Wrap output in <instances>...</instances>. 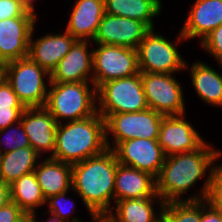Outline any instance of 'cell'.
<instances>
[{
    "instance_id": "obj_1",
    "label": "cell",
    "mask_w": 222,
    "mask_h": 222,
    "mask_svg": "<svg viewBox=\"0 0 222 222\" xmlns=\"http://www.w3.org/2000/svg\"><path fill=\"white\" fill-rule=\"evenodd\" d=\"M118 161L112 149L72 165V188L89 213H110Z\"/></svg>"
},
{
    "instance_id": "obj_2",
    "label": "cell",
    "mask_w": 222,
    "mask_h": 222,
    "mask_svg": "<svg viewBox=\"0 0 222 222\" xmlns=\"http://www.w3.org/2000/svg\"><path fill=\"white\" fill-rule=\"evenodd\" d=\"M220 156L221 151L206 142L195 151L166 156L156 178V194L165 203L183 201L182 195L204 177L209 168L215 170V161Z\"/></svg>"
},
{
    "instance_id": "obj_3",
    "label": "cell",
    "mask_w": 222,
    "mask_h": 222,
    "mask_svg": "<svg viewBox=\"0 0 222 222\" xmlns=\"http://www.w3.org/2000/svg\"><path fill=\"white\" fill-rule=\"evenodd\" d=\"M106 149L105 119L97 113L82 120L58 124L55 150L50 158L73 165Z\"/></svg>"
},
{
    "instance_id": "obj_4",
    "label": "cell",
    "mask_w": 222,
    "mask_h": 222,
    "mask_svg": "<svg viewBox=\"0 0 222 222\" xmlns=\"http://www.w3.org/2000/svg\"><path fill=\"white\" fill-rule=\"evenodd\" d=\"M49 88L45 108L55 118L57 124L61 120L77 121L97 114V88L89 82L57 83L48 81Z\"/></svg>"
},
{
    "instance_id": "obj_5",
    "label": "cell",
    "mask_w": 222,
    "mask_h": 222,
    "mask_svg": "<svg viewBox=\"0 0 222 222\" xmlns=\"http://www.w3.org/2000/svg\"><path fill=\"white\" fill-rule=\"evenodd\" d=\"M97 100V113L104 119L110 114L140 112L149 108L143 91L141 72L102 83L97 88Z\"/></svg>"
},
{
    "instance_id": "obj_6",
    "label": "cell",
    "mask_w": 222,
    "mask_h": 222,
    "mask_svg": "<svg viewBox=\"0 0 222 222\" xmlns=\"http://www.w3.org/2000/svg\"><path fill=\"white\" fill-rule=\"evenodd\" d=\"M3 76L12 86L19 101L25 108L44 107L48 89L45 76L50 74L29 57L8 62L3 65Z\"/></svg>"
},
{
    "instance_id": "obj_7",
    "label": "cell",
    "mask_w": 222,
    "mask_h": 222,
    "mask_svg": "<svg viewBox=\"0 0 222 222\" xmlns=\"http://www.w3.org/2000/svg\"><path fill=\"white\" fill-rule=\"evenodd\" d=\"M177 36L176 42H172L150 29L137 48L139 71L173 74L185 70L188 67L187 62L176 47V43L185 40V37L181 32Z\"/></svg>"
},
{
    "instance_id": "obj_8",
    "label": "cell",
    "mask_w": 222,
    "mask_h": 222,
    "mask_svg": "<svg viewBox=\"0 0 222 222\" xmlns=\"http://www.w3.org/2000/svg\"><path fill=\"white\" fill-rule=\"evenodd\" d=\"M163 116L150 108L140 112L110 114L105 119L107 148L113 150L120 142L135 138L158 139ZM110 133L114 147L108 139Z\"/></svg>"
},
{
    "instance_id": "obj_9",
    "label": "cell",
    "mask_w": 222,
    "mask_h": 222,
    "mask_svg": "<svg viewBox=\"0 0 222 222\" xmlns=\"http://www.w3.org/2000/svg\"><path fill=\"white\" fill-rule=\"evenodd\" d=\"M93 49V84L102 83L140 73L137 49L124 46L96 44Z\"/></svg>"
},
{
    "instance_id": "obj_10",
    "label": "cell",
    "mask_w": 222,
    "mask_h": 222,
    "mask_svg": "<svg viewBox=\"0 0 222 222\" xmlns=\"http://www.w3.org/2000/svg\"><path fill=\"white\" fill-rule=\"evenodd\" d=\"M141 81L150 109L164 116L185 113L182 87L174 74L141 72Z\"/></svg>"
},
{
    "instance_id": "obj_11",
    "label": "cell",
    "mask_w": 222,
    "mask_h": 222,
    "mask_svg": "<svg viewBox=\"0 0 222 222\" xmlns=\"http://www.w3.org/2000/svg\"><path fill=\"white\" fill-rule=\"evenodd\" d=\"M113 151L118 163L149 173L155 179L166 157L157 139H130L120 142Z\"/></svg>"
},
{
    "instance_id": "obj_12",
    "label": "cell",
    "mask_w": 222,
    "mask_h": 222,
    "mask_svg": "<svg viewBox=\"0 0 222 222\" xmlns=\"http://www.w3.org/2000/svg\"><path fill=\"white\" fill-rule=\"evenodd\" d=\"M184 116L162 118L157 141L165 156L195 151L206 142Z\"/></svg>"
},
{
    "instance_id": "obj_13",
    "label": "cell",
    "mask_w": 222,
    "mask_h": 222,
    "mask_svg": "<svg viewBox=\"0 0 222 222\" xmlns=\"http://www.w3.org/2000/svg\"><path fill=\"white\" fill-rule=\"evenodd\" d=\"M150 29L143 23L127 17L105 13L93 39L94 44L124 46L137 49Z\"/></svg>"
},
{
    "instance_id": "obj_14",
    "label": "cell",
    "mask_w": 222,
    "mask_h": 222,
    "mask_svg": "<svg viewBox=\"0 0 222 222\" xmlns=\"http://www.w3.org/2000/svg\"><path fill=\"white\" fill-rule=\"evenodd\" d=\"M36 17L0 20V64L28 57L30 36Z\"/></svg>"
},
{
    "instance_id": "obj_15",
    "label": "cell",
    "mask_w": 222,
    "mask_h": 222,
    "mask_svg": "<svg viewBox=\"0 0 222 222\" xmlns=\"http://www.w3.org/2000/svg\"><path fill=\"white\" fill-rule=\"evenodd\" d=\"M90 41L77 40L50 74V82L93 84V50L88 51Z\"/></svg>"
},
{
    "instance_id": "obj_16",
    "label": "cell",
    "mask_w": 222,
    "mask_h": 222,
    "mask_svg": "<svg viewBox=\"0 0 222 222\" xmlns=\"http://www.w3.org/2000/svg\"><path fill=\"white\" fill-rule=\"evenodd\" d=\"M20 122L26 132L31 147L39 154L51 151L56 145L57 122L45 107L25 108Z\"/></svg>"
},
{
    "instance_id": "obj_17",
    "label": "cell",
    "mask_w": 222,
    "mask_h": 222,
    "mask_svg": "<svg viewBox=\"0 0 222 222\" xmlns=\"http://www.w3.org/2000/svg\"><path fill=\"white\" fill-rule=\"evenodd\" d=\"M33 31L34 28L30 36L28 57L51 74L77 40L64 31L63 34H46L34 41Z\"/></svg>"
},
{
    "instance_id": "obj_18",
    "label": "cell",
    "mask_w": 222,
    "mask_h": 222,
    "mask_svg": "<svg viewBox=\"0 0 222 222\" xmlns=\"http://www.w3.org/2000/svg\"><path fill=\"white\" fill-rule=\"evenodd\" d=\"M104 15V0H75L65 31L76 40L93 41Z\"/></svg>"
},
{
    "instance_id": "obj_19",
    "label": "cell",
    "mask_w": 222,
    "mask_h": 222,
    "mask_svg": "<svg viewBox=\"0 0 222 222\" xmlns=\"http://www.w3.org/2000/svg\"><path fill=\"white\" fill-rule=\"evenodd\" d=\"M222 24V0H196L180 32L185 39L201 41Z\"/></svg>"
},
{
    "instance_id": "obj_20",
    "label": "cell",
    "mask_w": 222,
    "mask_h": 222,
    "mask_svg": "<svg viewBox=\"0 0 222 222\" xmlns=\"http://www.w3.org/2000/svg\"><path fill=\"white\" fill-rule=\"evenodd\" d=\"M156 195V179L149 173L118 163L114 200L140 199Z\"/></svg>"
},
{
    "instance_id": "obj_21",
    "label": "cell",
    "mask_w": 222,
    "mask_h": 222,
    "mask_svg": "<svg viewBox=\"0 0 222 222\" xmlns=\"http://www.w3.org/2000/svg\"><path fill=\"white\" fill-rule=\"evenodd\" d=\"M34 173L45 199L72 188V165L68 163L47 157L38 163Z\"/></svg>"
},
{
    "instance_id": "obj_22",
    "label": "cell",
    "mask_w": 222,
    "mask_h": 222,
    "mask_svg": "<svg viewBox=\"0 0 222 222\" xmlns=\"http://www.w3.org/2000/svg\"><path fill=\"white\" fill-rule=\"evenodd\" d=\"M158 198L159 200H157ZM115 203L116 206L111 205L112 210L115 209L113 210L115 212L111 211L110 214L117 222H159L162 219L165 204L158 194L154 197L127 199L116 201ZM153 203L160 204L159 215L156 214Z\"/></svg>"
},
{
    "instance_id": "obj_23",
    "label": "cell",
    "mask_w": 222,
    "mask_h": 222,
    "mask_svg": "<svg viewBox=\"0 0 222 222\" xmlns=\"http://www.w3.org/2000/svg\"><path fill=\"white\" fill-rule=\"evenodd\" d=\"M190 67L191 82L198 96L205 103L222 107V73L203 62H194Z\"/></svg>"
},
{
    "instance_id": "obj_24",
    "label": "cell",
    "mask_w": 222,
    "mask_h": 222,
    "mask_svg": "<svg viewBox=\"0 0 222 222\" xmlns=\"http://www.w3.org/2000/svg\"><path fill=\"white\" fill-rule=\"evenodd\" d=\"M105 13L143 22L154 29L153 18L161 13L160 0H104Z\"/></svg>"
},
{
    "instance_id": "obj_25",
    "label": "cell",
    "mask_w": 222,
    "mask_h": 222,
    "mask_svg": "<svg viewBox=\"0 0 222 222\" xmlns=\"http://www.w3.org/2000/svg\"><path fill=\"white\" fill-rule=\"evenodd\" d=\"M39 154L32 147L5 152L2 156L0 179L11 185L21 176L33 172L38 165Z\"/></svg>"
},
{
    "instance_id": "obj_26",
    "label": "cell",
    "mask_w": 222,
    "mask_h": 222,
    "mask_svg": "<svg viewBox=\"0 0 222 222\" xmlns=\"http://www.w3.org/2000/svg\"><path fill=\"white\" fill-rule=\"evenodd\" d=\"M10 200L26 214H33L37 207L45 205L46 199L33 172L25 174L9 185Z\"/></svg>"
},
{
    "instance_id": "obj_27",
    "label": "cell",
    "mask_w": 222,
    "mask_h": 222,
    "mask_svg": "<svg viewBox=\"0 0 222 222\" xmlns=\"http://www.w3.org/2000/svg\"><path fill=\"white\" fill-rule=\"evenodd\" d=\"M162 219L165 222H200L201 200L167 202L163 207Z\"/></svg>"
},
{
    "instance_id": "obj_28",
    "label": "cell",
    "mask_w": 222,
    "mask_h": 222,
    "mask_svg": "<svg viewBox=\"0 0 222 222\" xmlns=\"http://www.w3.org/2000/svg\"><path fill=\"white\" fill-rule=\"evenodd\" d=\"M222 211V165H216L215 170L209 169V174L200 195L182 198L183 201H199L207 199Z\"/></svg>"
},
{
    "instance_id": "obj_29",
    "label": "cell",
    "mask_w": 222,
    "mask_h": 222,
    "mask_svg": "<svg viewBox=\"0 0 222 222\" xmlns=\"http://www.w3.org/2000/svg\"><path fill=\"white\" fill-rule=\"evenodd\" d=\"M16 125L18 127H16V129L15 126L11 125L5 129L0 130V135L2 136L4 134V137L7 132L10 133H8L9 135L7 134L6 138L3 137L4 140H2L0 137V150L2 153L15 151L24 147H31L22 123L18 122ZM3 145H6V147H4V151H2Z\"/></svg>"
},
{
    "instance_id": "obj_30",
    "label": "cell",
    "mask_w": 222,
    "mask_h": 222,
    "mask_svg": "<svg viewBox=\"0 0 222 222\" xmlns=\"http://www.w3.org/2000/svg\"><path fill=\"white\" fill-rule=\"evenodd\" d=\"M68 191L63 192V193H59L57 195L54 196H50L48 199H46V203L48 205V210L47 213L50 212V214L54 215L55 217H58L60 220L64 221V222H81L79 221L80 219L78 218V216L73 217L72 219H70L68 221V218H70L71 214L70 212L71 209H75L74 207H70L69 209H66L65 203H70L69 202V198H67L66 194ZM64 202V203H61ZM70 205V204H69ZM68 217V218H67Z\"/></svg>"
},
{
    "instance_id": "obj_31",
    "label": "cell",
    "mask_w": 222,
    "mask_h": 222,
    "mask_svg": "<svg viewBox=\"0 0 222 222\" xmlns=\"http://www.w3.org/2000/svg\"><path fill=\"white\" fill-rule=\"evenodd\" d=\"M17 17H37V14L28 10L20 0H0V20Z\"/></svg>"
},
{
    "instance_id": "obj_32",
    "label": "cell",
    "mask_w": 222,
    "mask_h": 222,
    "mask_svg": "<svg viewBox=\"0 0 222 222\" xmlns=\"http://www.w3.org/2000/svg\"><path fill=\"white\" fill-rule=\"evenodd\" d=\"M201 48L205 49L222 65V24L206 35L200 42Z\"/></svg>"
},
{
    "instance_id": "obj_33",
    "label": "cell",
    "mask_w": 222,
    "mask_h": 222,
    "mask_svg": "<svg viewBox=\"0 0 222 222\" xmlns=\"http://www.w3.org/2000/svg\"><path fill=\"white\" fill-rule=\"evenodd\" d=\"M0 108H25L4 76L0 80Z\"/></svg>"
},
{
    "instance_id": "obj_34",
    "label": "cell",
    "mask_w": 222,
    "mask_h": 222,
    "mask_svg": "<svg viewBox=\"0 0 222 222\" xmlns=\"http://www.w3.org/2000/svg\"><path fill=\"white\" fill-rule=\"evenodd\" d=\"M26 213L11 200L0 207V222H17Z\"/></svg>"
},
{
    "instance_id": "obj_35",
    "label": "cell",
    "mask_w": 222,
    "mask_h": 222,
    "mask_svg": "<svg viewBox=\"0 0 222 222\" xmlns=\"http://www.w3.org/2000/svg\"><path fill=\"white\" fill-rule=\"evenodd\" d=\"M25 108H0V130L16 125Z\"/></svg>"
},
{
    "instance_id": "obj_36",
    "label": "cell",
    "mask_w": 222,
    "mask_h": 222,
    "mask_svg": "<svg viewBox=\"0 0 222 222\" xmlns=\"http://www.w3.org/2000/svg\"><path fill=\"white\" fill-rule=\"evenodd\" d=\"M200 222H222V211L215 207L209 200H201Z\"/></svg>"
},
{
    "instance_id": "obj_37",
    "label": "cell",
    "mask_w": 222,
    "mask_h": 222,
    "mask_svg": "<svg viewBox=\"0 0 222 222\" xmlns=\"http://www.w3.org/2000/svg\"><path fill=\"white\" fill-rule=\"evenodd\" d=\"M10 201L9 185L0 179V207Z\"/></svg>"
},
{
    "instance_id": "obj_38",
    "label": "cell",
    "mask_w": 222,
    "mask_h": 222,
    "mask_svg": "<svg viewBox=\"0 0 222 222\" xmlns=\"http://www.w3.org/2000/svg\"><path fill=\"white\" fill-rule=\"evenodd\" d=\"M94 222H117L110 213H91Z\"/></svg>"
},
{
    "instance_id": "obj_39",
    "label": "cell",
    "mask_w": 222,
    "mask_h": 222,
    "mask_svg": "<svg viewBox=\"0 0 222 222\" xmlns=\"http://www.w3.org/2000/svg\"><path fill=\"white\" fill-rule=\"evenodd\" d=\"M20 2L30 11L35 12L34 10V0H20Z\"/></svg>"
},
{
    "instance_id": "obj_40",
    "label": "cell",
    "mask_w": 222,
    "mask_h": 222,
    "mask_svg": "<svg viewBox=\"0 0 222 222\" xmlns=\"http://www.w3.org/2000/svg\"><path fill=\"white\" fill-rule=\"evenodd\" d=\"M17 222H34L33 214H25Z\"/></svg>"
},
{
    "instance_id": "obj_41",
    "label": "cell",
    "mask_w": 222,
    "mask_h": 222,
    "mask_svg": "<svg viewBox=\"0 0 222 222\" xmlns=\"http://www.w3.org/2000/svg\"><path fill=\"white\" fill-rule=\"evenodd\" d=\"M36 212L35 213H33V218H34V222H38V221H36ZM51 217L49 218V220L48 221H46V222H64V221H62V220H60L58 217H55L54 215H50Z\"/></svg>"
},
{
    "instance_id": "obj_42",
    "label": "cell",
    "mask_w": 222,
    "mask_h": 222,
    "mask_svg": "<svg viewBox=\"0 0 222 222\" xmlns=\"http://www.w3.org/2000/svg\"><path fill=\"white\" fill-rule=\"evenodd\" d=\"M3 77V65L0 64V80L2 79Z\"/></svg>"
},
{
    "instance_id": "obj_43",
    "label": "cell",
    "mask_w": 222,
    "mask_h": 222,
    "mask_svg": "<svg viewBox=\"0 0 222 222\" xmlns=\"http://www.w3.org/2000/svg\"><path fill=\"white\" fill-rule=\"evenodd\" d=\"M2 156H3V153H2L1 150H0V171H1V161H2Z\"/></svg>"
}]
</instances>
